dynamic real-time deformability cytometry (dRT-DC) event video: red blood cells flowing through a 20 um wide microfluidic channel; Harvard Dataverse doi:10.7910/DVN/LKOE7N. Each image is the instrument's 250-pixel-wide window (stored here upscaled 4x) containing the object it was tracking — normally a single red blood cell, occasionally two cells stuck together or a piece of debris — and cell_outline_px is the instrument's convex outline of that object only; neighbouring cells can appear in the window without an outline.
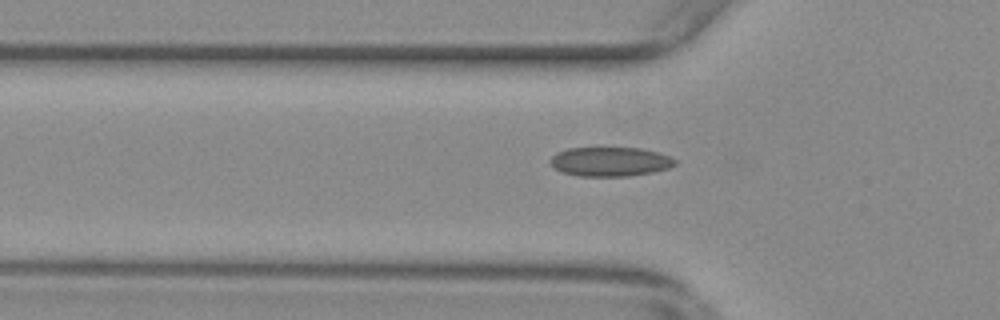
{"species": "common noctule bat (a hibernating species)", "species_latin": "Nyctalus noctula", "temperature_condition": "warm", "stored_images_in_passage": 53, "camera_frame_rate_fps": 3000, "um_per_image_px": 0.085, "animal": {"sex": "female", "body_mass_g": 29.2, "forearm_length_mm": 56.3}, "frame": {"image": 1, "passage_image": 15, "time_ms": 4.667, "image_size_px": [1000, 320], "cell_outline_px": [[676, 164], [668, 168], [652, 172], [628, 176], [580, 176], [560, 172], [548, 160], [556, 152], [568, 148], [640, 148], [656, 152], [668, 156], [676, 160]], "centroid_in_image_um": [51.83, 13.74], "position_along_channel_um": 74.0, "area_um2": 21.15}}
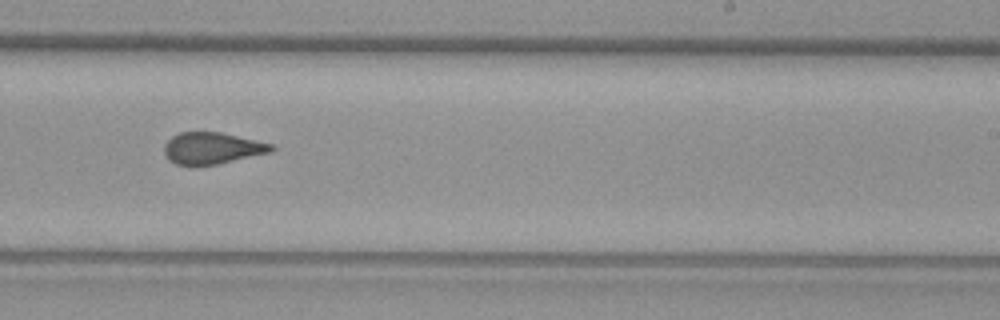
{"frame": {"image": 2, "passage_image": 31, "time_ms": 10.0, "image_size_px": [1000, 320], "cell_outline_px": [[276, 148], [272, 152], [216, 164], [196, 168], [176, 164], [168, 160], [164, 152], [164, 144], [172, 136], [180, 132], [220, 132], [276, 144]], "centroid_in_image_um": [18.03, 12.62], "position_along_channel_um": 271.0, "area_um2": 20.29}}
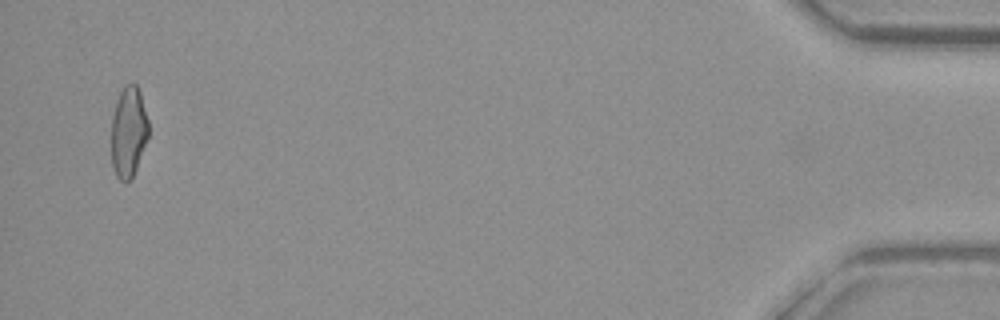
{"frame": {"image": 3, "passage_image": 51, "time_ms": 16.667, "image_size_px": [1000, 320], "cell_outline_px": [[148, 136], [136, 168], [132, 176], [124, 184], [116, 176], [112, 164], [112, 116], [116, 100], [124, 84], [136, 84], [140, 92], [148, 120]], "centroid_in_image_um": [10.91, 11.19], "position_along_channel_um": 424.3, "area_um2": 19.48}, "authors_computed_cell_mechanics": {"area_um2": 20.5768, "velocity_mm_per_s": 3.6828, "shape_relaxation_time_tau1_ms": null, "shape_relaxation_time_tau2_ms": 1.3035, "deformation_change_tau1": null, "deformation_change_tau2": 0.0838}}